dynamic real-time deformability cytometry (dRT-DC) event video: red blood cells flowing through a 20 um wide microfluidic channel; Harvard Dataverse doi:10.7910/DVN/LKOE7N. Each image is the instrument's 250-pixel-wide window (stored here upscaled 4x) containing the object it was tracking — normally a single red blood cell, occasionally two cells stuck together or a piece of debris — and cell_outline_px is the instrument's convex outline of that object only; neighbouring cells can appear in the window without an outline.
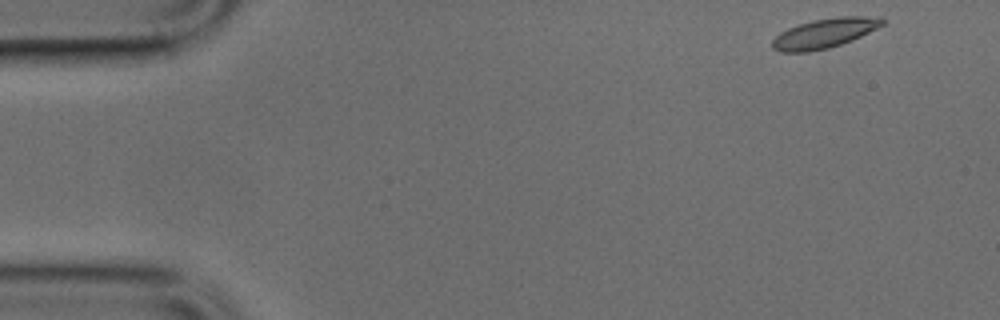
{"species": "common noctule bat (a hibernating species)", "species_latin": "Nyctalus noctula", "temperature_condition": "cold", "stored_images_in_passage": 47, "camera_frame_rate_fps": 3000, "um_per_image_px": 0.085, "animal": {"sex": "male", "body_mass_g": 17.9, "forearm_length_mm": 54.2}, "frame": {"image": 1, "passage_image": 1, "time_ms": 0.0, "image_size_px": [1000, 320], "cell_outline_px": [[884, 24], [852, 40], [828, 48], [808, 52], [780, 52], [772, 48], [772, 40], [780, 32], [788, 28], [812, 20], [840, 16], [864, 16], [884, 20]], "centroid_in_image_um": [70.02, 2.84], "position_along_channel_um": 15.0, "area_um2": 18.67}}
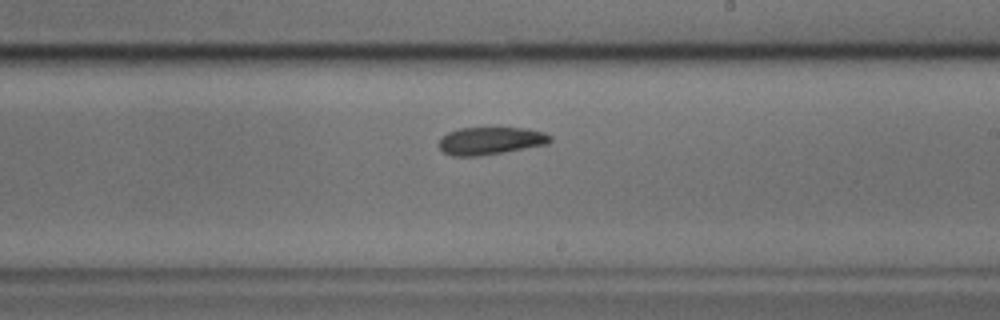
{"frame": {"image": 2, "passage_image": 26, "time_ms": 8.333, "image_size_px": [1000, 320], "cell_outline_px": [[552, 140], [548, 144], [504, 152], [480, 156], [452, 156], [444, 152], [440, 148], [440, 140], [448, 132], [460, 128], [528, 128], [544, 132], [552, 136]], "centroid_in_image_um": [41.74, 11.97], "position_along_channel_um": 247.3, "area_um2": 17.86}}
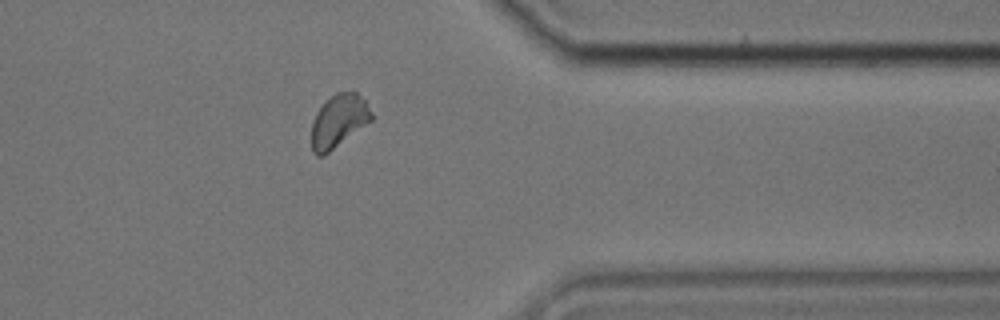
{"frame": {"image": 3, "passage_image": 37, "time_ms": 12.0, "image_size_px": [1000, 320], "cell_outline_px": [[372, 120], [324, 156], [316, 156], [312, 152], [312, 124], [316, 112], [336, 92], [356, 92], [364, 100], [372, 112]], "centroid_in_image_um": [28.78, 10.31], "position_along_channel_um": 382.6, "area_um2": 18.21}}